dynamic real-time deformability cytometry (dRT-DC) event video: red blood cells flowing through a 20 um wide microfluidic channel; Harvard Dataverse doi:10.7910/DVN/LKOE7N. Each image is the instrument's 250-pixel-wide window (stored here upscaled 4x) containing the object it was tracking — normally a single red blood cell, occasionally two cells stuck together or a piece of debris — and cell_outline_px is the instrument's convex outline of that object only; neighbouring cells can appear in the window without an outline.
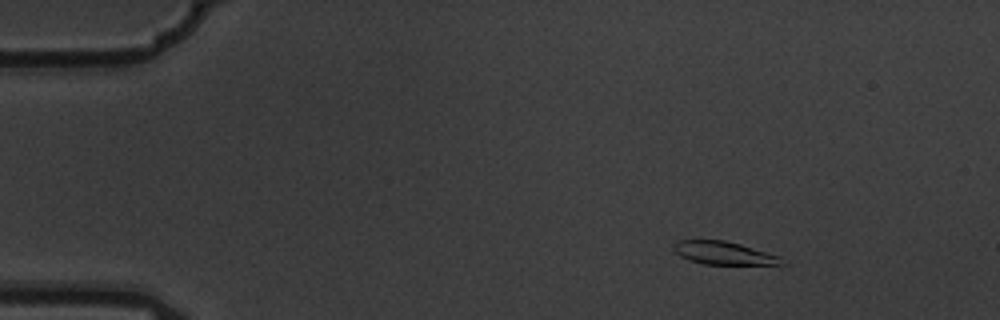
{"species": "common noctule bat (a hibernating species)", "species_latin": "Nyctalus noctula", "temperature_condition": "warm", "stored_images_in_passage": 5, "camera_frame_rate_fps": 3000, "um_per_image_px": 0.085, "animal": {"sex": "male", "body_mass_g": 19.5, "forearm_length_mm": 54.6}, "frame": {"image": 1, "passage_image": 2, "time_ms": 0.333, "image_size_px": [1000, 320], "cell_outline_px": [[788, 264], [704, 264], [688, 260], [680, 256], [672, 248], [676, 240], [724, 240], [740, 244], [780, 256]], "centroid_in_image_um": [61.5, 21.51], "position_along_channel_um": 23.5, "area_um2": 14.45}}